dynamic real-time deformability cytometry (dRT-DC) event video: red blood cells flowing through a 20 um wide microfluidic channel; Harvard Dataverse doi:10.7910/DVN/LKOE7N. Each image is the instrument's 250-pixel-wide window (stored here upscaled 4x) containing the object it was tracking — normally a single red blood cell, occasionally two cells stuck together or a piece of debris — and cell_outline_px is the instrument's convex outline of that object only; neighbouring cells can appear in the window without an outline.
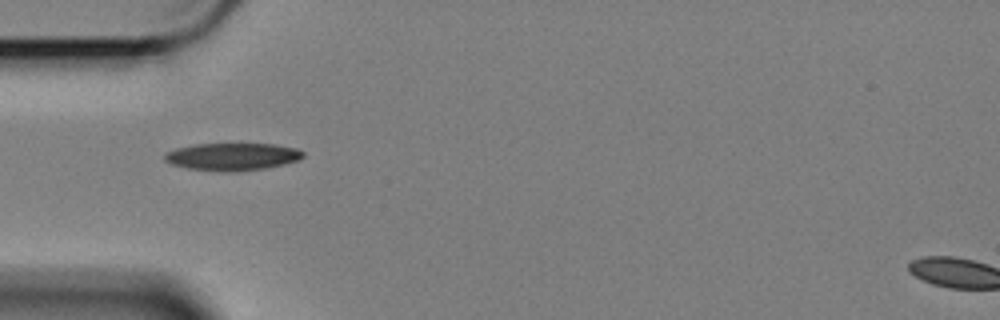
{"species": "Egyptian fruit bat (a non-hibernating species)", "species_latin": "Rousettus aegyptiacus", "temperature_condition": "cold", "stored_images_in_passage": 41, "camera_frame_rate_fps": 3000, "um_per_image_px": 0.085, "animal": {"sex": "female"}, "frame": {"image": 1, "passage_image": 1, "time_ms": 0.0, "image_size_px": [1000, 320], "cell_outline_px": [[304, 156], [300, 160], [284, 164], [264, 168], [236, 172], [224, 172], [188, 168], [172, 164], [164, 160], [164, 156], [168, 152], [176, 148], [196, 144], [276, 144], [296, 148], [304, 152]], "centroid_in_image_um": [19.78, 13.32], "position_along_channel_um": 65.2, "area_um2": 22.14}}
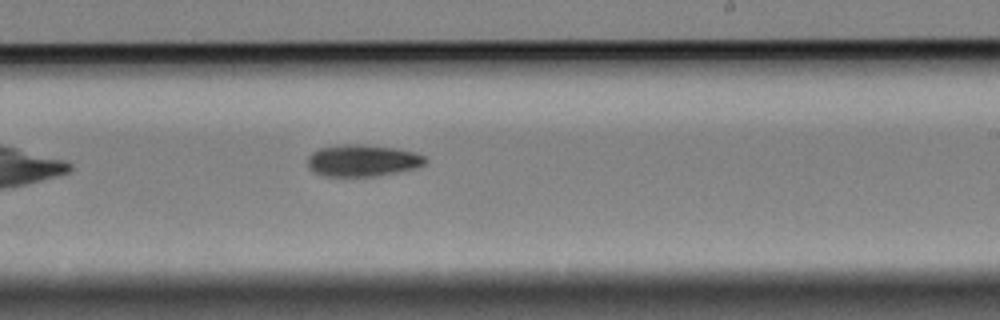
{"frame": {"image": 2, "passage_image": 18, "time_ms": 5.667, "image_size_px": [1000, 320], "cell_outline_px": [[428, 160], [424, 164], [412, 168], [372, 176], [324, 176], [308, 168], [308, 156], [312, 152], [320, 148], [340, 144], [368, 144], [396, 148], [416, 152], [424, 156]], "centroid_in_image_um": [30.79, 13.62], "position_along_channel_um": 258.2, "area_um2": 21.68}}
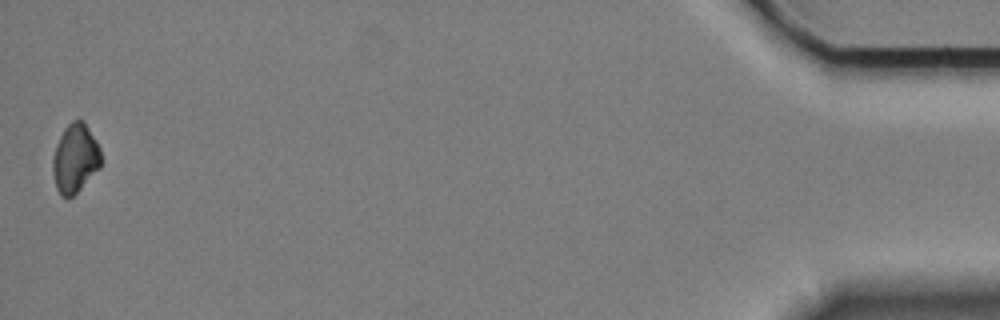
{"frame": {"image": 3, "passage_image": 41, "time_ms": 13.333, "image_size_px": [1000, 320], "cell_outline_px": [[100, 168], [72, 196], [60, 196], [56, 188], [52, 172], [52, 160], [56, 144], [64, 128], [72, 120], [84, 120], [96, 140], [100, 148]], "centroid_in_image_um": [6.37, 13.44], "position_along_channel_um": 428.8, "area_um2": 19.31}, "authors_computed_cell_mechanics": {"area_um2": 21.2126, "velocity_mm_per_s": 3.4067, "shape_relaxation_time_tau1_ms": 6.1811, "shape_relaxation_time_tau2_ms": null, "deformation_change_tau1": 0.1154, "deformation_change_tau2": null}}